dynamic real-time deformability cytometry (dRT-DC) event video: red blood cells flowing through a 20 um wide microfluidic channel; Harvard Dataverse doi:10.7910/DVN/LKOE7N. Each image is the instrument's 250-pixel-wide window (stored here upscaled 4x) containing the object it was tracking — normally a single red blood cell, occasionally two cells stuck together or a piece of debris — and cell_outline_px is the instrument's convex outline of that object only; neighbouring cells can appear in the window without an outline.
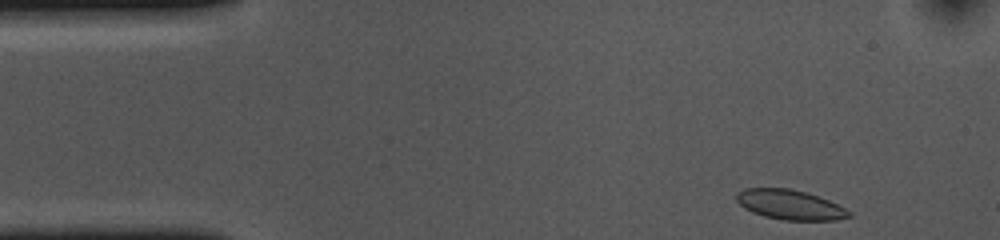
{"species": "common noctule bat (a hibernating species)", "species_latin": "Nyctalus noctula", "temperature_condition": "cold", "stored_images_in_passage": 41, "camera_frame_rate_fps": 3000, "um_per_image_px": 0.085, "animal": {"sex": "female", "body_mass_g": 10.0, "forearm_length_mm": 53.1}, "frame": {"image": 1, "passage_image": 1, "time_ms": 0.0, "image_size_px": [1000, 240], "cell_outline_px": [[852, 216], [836, 220], [784, 220], [764, 216], [752, 212], [744, 208], [736, 200], [736, 192], [744, 188], [788, 188], [804, 192], [828, 200], [852, 212]], "centroid_in_image_um": [67.12, 17.4], "position_along_channel_um": 17.9, "area_um2": 19.42}}
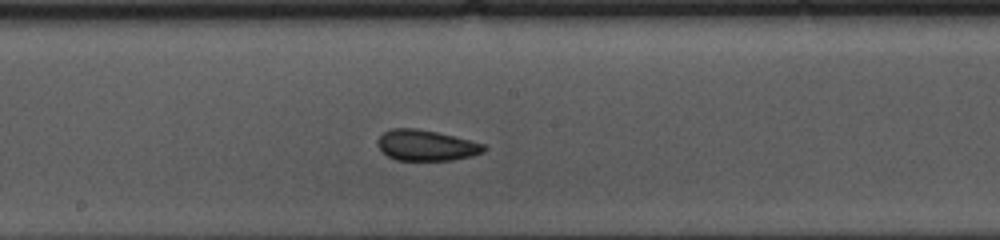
{"frame": {"image": 2, "passage_image": 23, "time_ms": 7.333, "image_size_px": [1000, 240], "cell_outline_px": [[488, 148], [484, 152], [472, 156], [452, 160], [396, 160], [380, 152], [376, 144], [380, 136], [384, 132], [392, 128], [416, 128], [436, 132], [484, 144]], "centroid_in_image_um": [36.2, 12.36], "position_along_channel_um": 212.0, "area_um2": 19.07}}
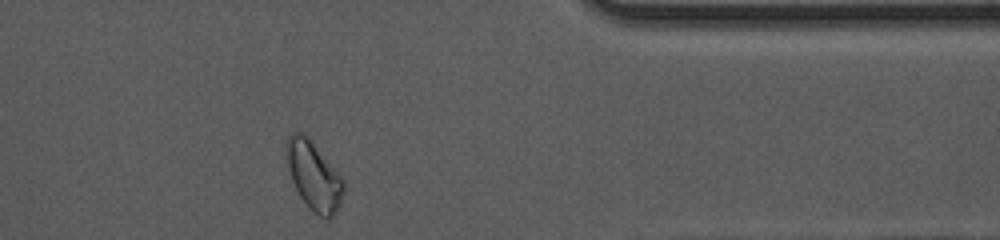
{"frame": {"image": 3, "passage_image": 39, "time_ms": 12.667, "image_size_px": [1000, 240], "cell_outline_px": [[344, 192], [340, 204], [332, 216], [328, 220], [312, 212], [300, 196], [292, 180], [284, 148], [288, 136], [292, 132], [300, 132], [308, 136], [344, 180]], "centroid_in_image_um": [26.67, 14.93], "position_along_channel_um": 384.7, "area_um2": 22.72}, "authors_computed_cell_mechanics": {"area_um2": 19.5364, "velocity_mm_per_s": 3.6351, "shape_relaxation_time_tau1_ms": 4.8291, "shape_relaxation_time_tau2_ms": 1.8301, "deformation_change_tau1": 0.0915, "deformation_change_tau2": 0.057}}